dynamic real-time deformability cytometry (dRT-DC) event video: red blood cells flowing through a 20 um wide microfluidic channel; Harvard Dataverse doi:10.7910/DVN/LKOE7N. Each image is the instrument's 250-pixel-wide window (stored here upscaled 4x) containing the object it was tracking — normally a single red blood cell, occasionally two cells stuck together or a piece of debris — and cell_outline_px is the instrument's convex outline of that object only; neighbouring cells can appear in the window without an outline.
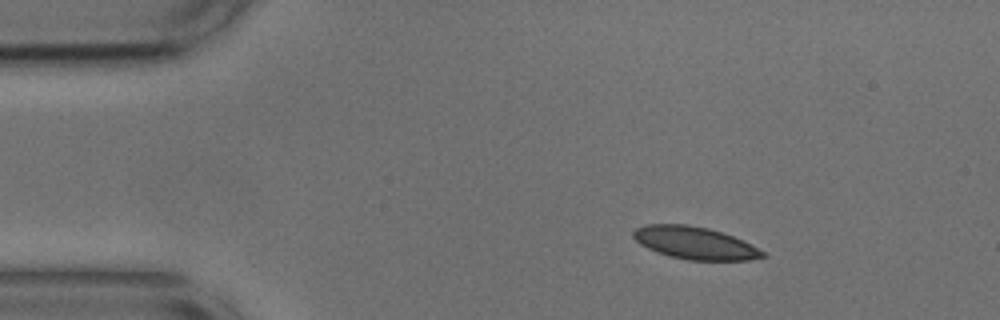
{"species": "common noctule bat (a hibernating species)", "species_latin": "Nyctalus noctula", "temperature_condition": "cold", "stored_images_in_passage": 46, "camera_frame_rate_fps": 3000, "um_per_image_px": 0.085, "animal": {"sex": "male", "body_mass_g": 17.9, "forearm_length_mm": 54.2}, "frame": {"image": 1, "passage_image": 1, "time_ms": 0.0, "image_size_px": [1000, 320], "cell_outline_px": [[768, 256], [748, 260], [688, 260], [668, 256], [656, 252], [640, 244], [632, 236], [632, 232], [636, 228], [648, 224], [688, 224], [708, 228], [744, 240], [764, 252]], "centroid_in_image_um": [59.05, 20.65], "position_along_channel_um": 26.0, "area_um2": 24.45}}
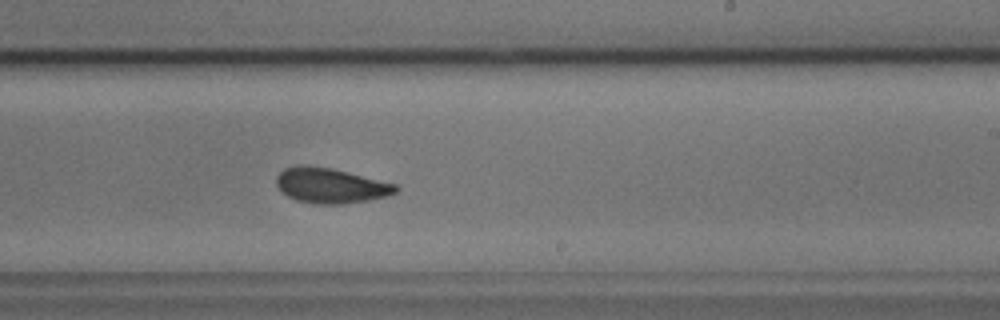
{"frame": {"image": 2, "passage_image": 25, "time_ms": 8.0, "image_size_px": [1000, 320], "cell_outline_px": [[400, 188], [396, 192], [384, 196], [368, 200], [344, 204], [316, 204], [296, 200], [288, 196], [276, 184], [276, 176], [284, 168], [300, 164], [308, 164], [332, 168], [396, 184]], "centroid_in_image_um": [28.08, 15.76], "position_along_channel_um": 260.9, "area_um2": 24.45}}
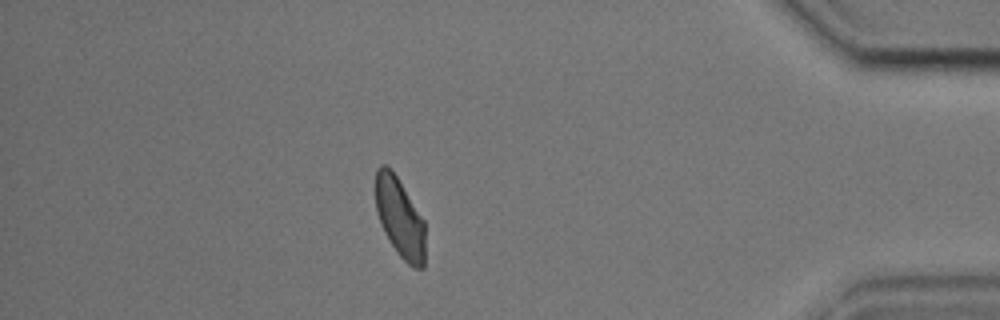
{"frame": {"image": 3, "passage_image": 40, "time_ms": 13.0, "image_size_px": [1000, 320], "cell_outline_px": [[424, 268], [412, 268], [400, 256], [384, 232], [380, 224], [376, 212], [376, 168], [380, 164], [384, 164], [396, 176], [424, 220]], "centroid_in_image_um": [33.97, 18.52], "position_along_channel_um": 401.2, "area_um2": 22.72}, "authors_computed_cell_mechanics": {"area_um2": 24.4494, "velocity_mm_per_s": 3.6649, "shape_relaxation_time_tau1_ms": 4.8424, "shape_relaxation_time_tau2_ms": 2.195, "deformation_change_tau1": 0.1125, "deformation_change_tau2": 0.0594}}